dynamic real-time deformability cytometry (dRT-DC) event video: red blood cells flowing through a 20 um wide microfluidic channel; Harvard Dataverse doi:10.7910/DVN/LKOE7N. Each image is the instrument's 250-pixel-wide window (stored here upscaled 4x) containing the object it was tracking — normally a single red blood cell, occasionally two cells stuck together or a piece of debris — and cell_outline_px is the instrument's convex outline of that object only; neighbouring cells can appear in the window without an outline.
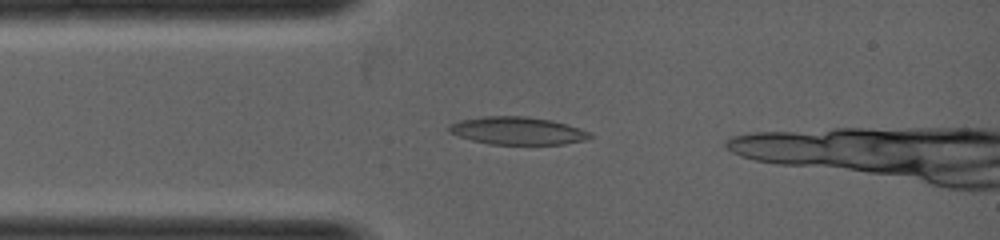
{"species": "common noctule bat (a hibernating species)", "species_latin": "Nyctalus noctula", "temperature_condition": "warm", "stored_images_in_passage": 20, "camera_frame_rate_fps": 5000, "um_per_image_px": 0.085, "animal": {"sex": "female", "body_mass_g": 19.0, "forearm_length_mm": 53.3}, "frame": {"image": 1, "passage_image": 5, "time_ms": 0.8, "image_size_px": [1000, 240], "cell_outline_px": [[592, 136], [584, 140], [564, 144], [488, 144], [472, 140], [448, 132], [448, 128], [452, 124], [460, 120], [484, 116], [528, 116], [552, 120], [568, 124], [580, 128], [588, 132]], "centroid_in_image_um": [43.99, 11.11], "position_along_channel_um": 41.0, "area_um2": 22.66}}
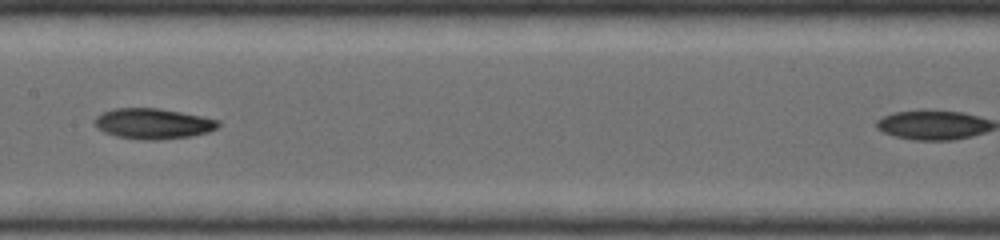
{"frame": {"image": 2, "passage_image": 13, "time_ms": 2.4, "image_size_px": [1000, 240], "cell_outline_px": [[220, 124], [216, 128], [208, 132], [192, 136], [156, 140], [144, 140], [116, 136], [104, 132], [96, 128], [92, 120], [96, 116], [112, 108], [160, 108], [220, 120]], "centroid_in_image_um": [12.97, 10.51], "position_along_channel_um": 194.4, "area_um2": 22.08}}
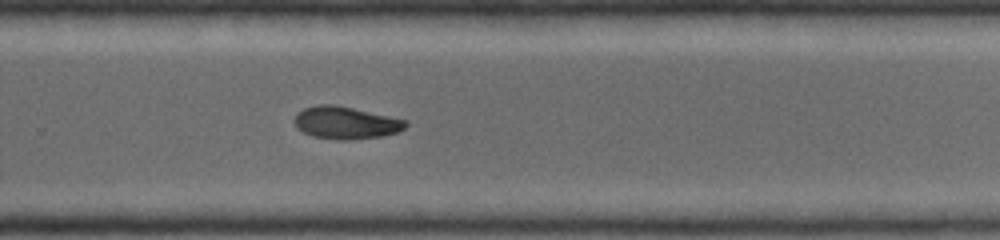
{"frame": {"image": 3, "passage_image": 19, "time_ms": 3.6, "image_size_px": [1000, 240], "cell_outline_px": [[408, 124], [404, 128], [396, 132], [384, 136], [348, 140], [336, 140], [312, 136], [296, 128], [296, 112], [304, 108], [320, 104], [336, 104], [408, 120]], "centroid_in_image_um": [29.4, 10.43], "position_along_channel_um": 300.4, "area_um2": 21.1}}